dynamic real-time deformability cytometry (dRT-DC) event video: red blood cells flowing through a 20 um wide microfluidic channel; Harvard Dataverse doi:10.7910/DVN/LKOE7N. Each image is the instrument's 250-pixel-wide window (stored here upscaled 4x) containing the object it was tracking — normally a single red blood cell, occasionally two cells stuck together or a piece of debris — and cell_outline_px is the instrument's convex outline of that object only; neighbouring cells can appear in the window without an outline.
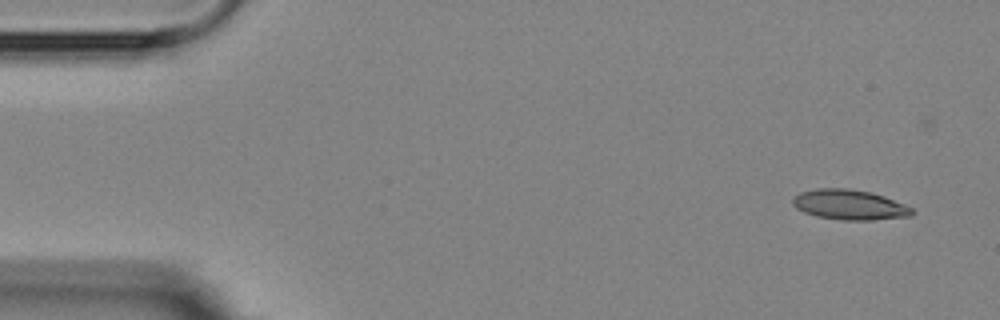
{"species": "Egyptian fruit bat (a non-hibernating species)", "species_latin": "Rousettus aegyptiacus", "temperature_condition": "room temperature", "stored_images_in_passage": 5, "camera_frame_rate_fps": 3000, "um_per_image_px": 0.085, "animal": {"sex": "female"}, "frame": {"image": 1, "passage_image": 1, "time_ms": 0.0, "image_size_px": [1000, 320], "cell_outline_px": [[916, 212], [912, 216], [872, 220], [844, 220], [816, 216], [804, 212], [796, 208], [792, 204], [792, 196], [800, 192], [816, 188], [848, 188], [868, 192], [884, 196], [904, 204], [912, 208]], "centroid_in_image_um": [72.19, 17.4], "position_along_channel_um": 12.8, "area_um2": 21.04}}